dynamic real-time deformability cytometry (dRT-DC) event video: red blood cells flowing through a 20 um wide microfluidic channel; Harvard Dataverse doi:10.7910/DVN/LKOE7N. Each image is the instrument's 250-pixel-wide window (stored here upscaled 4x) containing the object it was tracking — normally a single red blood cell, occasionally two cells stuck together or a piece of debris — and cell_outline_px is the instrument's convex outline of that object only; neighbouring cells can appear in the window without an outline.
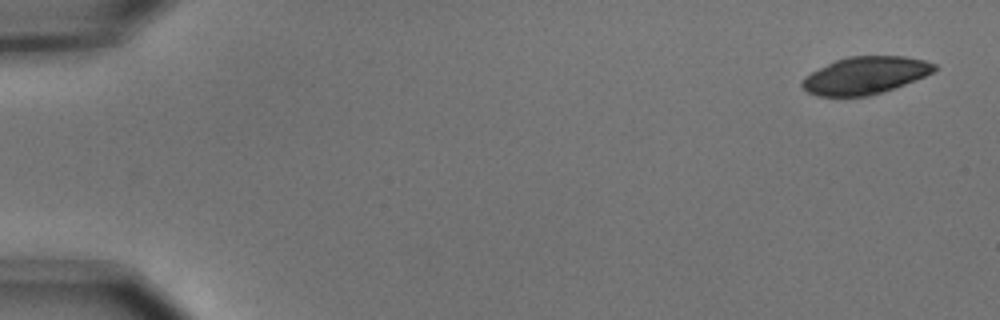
{"species": "common noctule bat (a hibernating species)", "species_latin": "Nyctalus noctula", "temperature_condition": "cold", "stored_images_in_passage": 6, "camera_frame_rate_fps": 3000, "um_per_image_px": 0.085, "animal": {"sex": "male", "body_mass_g": 15.6}, "frame": {"image": 1, "passage_image": 1, "time_ms": 0.0, "image_size_px": [1000, 320], "cell_outline_px": [[940, 68], [924, 76], [904, 84], [868, 96], [820, 96], [808, 92], [800, 84], [800, 80], [804, 76], [836, 60], [848, 56], [904, 56], [924, 60], [936, 64]], "centroid_in_image_um": [73.54, 6.4], "position_along_channel_um": 11.5, "area_um2": 28.5}}